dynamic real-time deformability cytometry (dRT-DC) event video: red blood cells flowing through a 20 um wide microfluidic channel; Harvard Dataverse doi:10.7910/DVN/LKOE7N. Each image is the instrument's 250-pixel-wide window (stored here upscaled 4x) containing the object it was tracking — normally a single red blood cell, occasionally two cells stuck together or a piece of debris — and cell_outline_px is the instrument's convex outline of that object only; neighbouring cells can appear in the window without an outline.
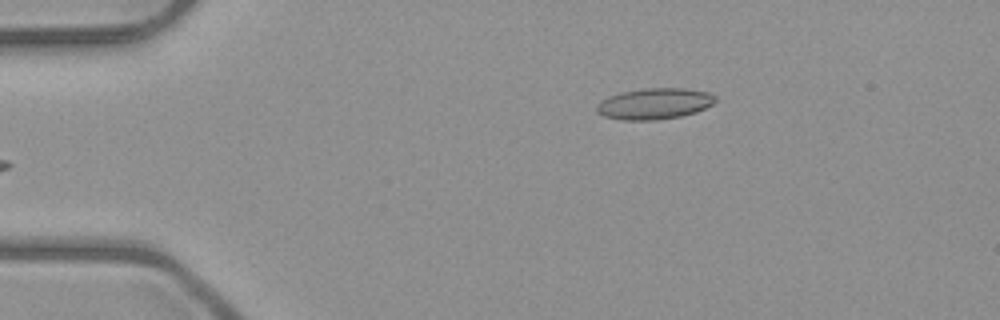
{"species": "common noctule bat (a hibernating species)", "species_latin": "Nyctalus noctula", "temperature_condition": "room temperature", "stored_images_in_passage": 6, "camera_frame_rate_fps": 3000, "um_per_image_px": 0.085, "animal": {"sex": "male", "body_mass_g": 23.1, "forearm_length_mm": 52.7}, "frame": {"image": 1, "passage_image": 6, "time_ms": 5.667, "image_size_px": [1000, 320], "cell_outline_px": [[716, 100], [712, 104], [696, 112], [680, 116], [656, 120], [624, 120], [604, 116], [596, 112], [596, 104], [600, 100], [608, 96], [620, 92], [648, 88], [684, 88], [708, 92], [716, 96]], "centroid_in_image_um": [55.6, 8.81], "position_along_channel_um": 29.4, "area_um2": 21.56}}